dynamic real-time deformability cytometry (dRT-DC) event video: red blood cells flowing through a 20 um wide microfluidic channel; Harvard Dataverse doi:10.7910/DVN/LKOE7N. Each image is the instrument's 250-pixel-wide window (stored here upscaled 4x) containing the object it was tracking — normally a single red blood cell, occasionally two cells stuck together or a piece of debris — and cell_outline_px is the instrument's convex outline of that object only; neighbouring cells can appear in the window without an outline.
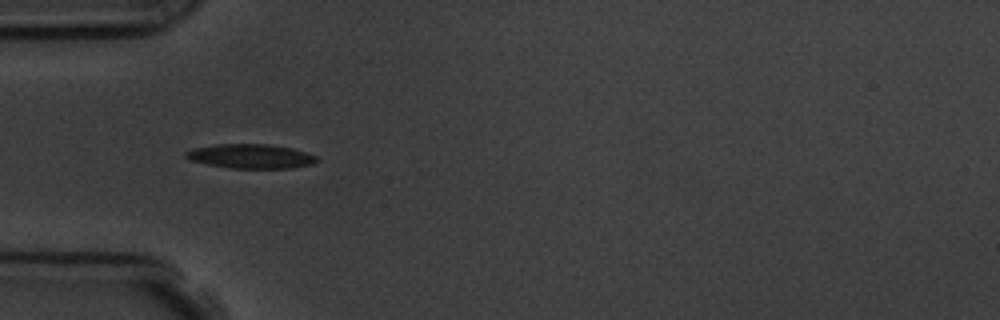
{"species": "common noctule bat (a hibernating species)", "species_latin": "Nyctalus noctula", "temperature_condition": "room temperature", "stored_images_in_passage": 4, "camera_frame_rate_fps": 3000, "um_per_image_px": 0.085, "animal": {"sex": "male", "body_mass_g": 19.5, "forearm_length_mm": 54.6}, "frame": {"image": 1, "passage_image": 3, "time_ms": 2.333, "image_size_px": [1000, 320], "cell_outline_px": [[320, 160], [312, 164], [288, 168], [228, 168], [188, 160], [184, 156], [184, 152], [192, 148], [216, 144], [268, 144], [292, 148], [316, 156]], "centroid_in_image_um": [21.26, 13.28], "position_along_channel_um": 63.7, "area_um2": 18.61}}